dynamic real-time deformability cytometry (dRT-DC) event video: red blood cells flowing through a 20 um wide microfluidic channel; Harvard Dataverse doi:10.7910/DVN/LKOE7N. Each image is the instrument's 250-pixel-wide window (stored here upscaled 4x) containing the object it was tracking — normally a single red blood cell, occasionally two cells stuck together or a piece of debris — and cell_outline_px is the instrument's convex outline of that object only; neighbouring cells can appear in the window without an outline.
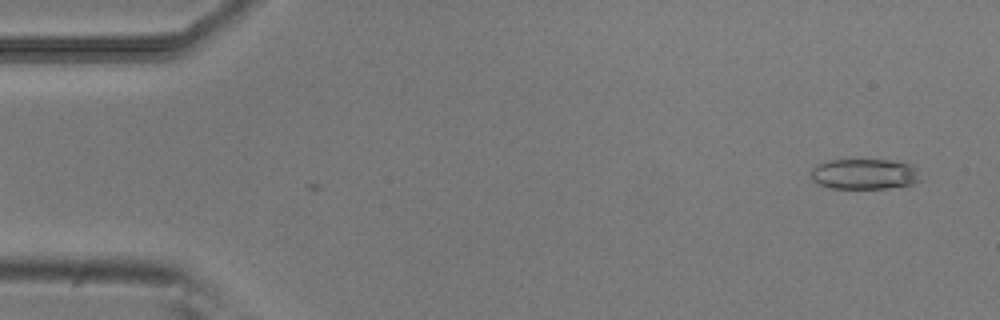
{"species": "common noctule bat (a hibernating species)", "species_latin": "Nyctalus noctula", "temperature_condition": "room temperature", "stored_images_in_passage": 4, "camera_frame_rate_fps": 3000, "um_per_image_px": 0.085, "animal": {"sex": "male", "body_mass_g": 20.5, "forearm_length_mm": 52.5}, "frame": {"image": 1, "passage_image": 2, "time_ms": 0.333, "image_size_px": [1000, 320], "cell_outline_px": [[920, 180], [912, 184], [884, 188], [832, 188], [820, 184], [812, 180], [812, 168], [816, 164], [832, 160], [888, 160], [912, 164], [916, 168]], "centroid_in_image_um": [73.47, 14.79], "position_along_channel_um": 11.5, "area_um2": 19.25}}